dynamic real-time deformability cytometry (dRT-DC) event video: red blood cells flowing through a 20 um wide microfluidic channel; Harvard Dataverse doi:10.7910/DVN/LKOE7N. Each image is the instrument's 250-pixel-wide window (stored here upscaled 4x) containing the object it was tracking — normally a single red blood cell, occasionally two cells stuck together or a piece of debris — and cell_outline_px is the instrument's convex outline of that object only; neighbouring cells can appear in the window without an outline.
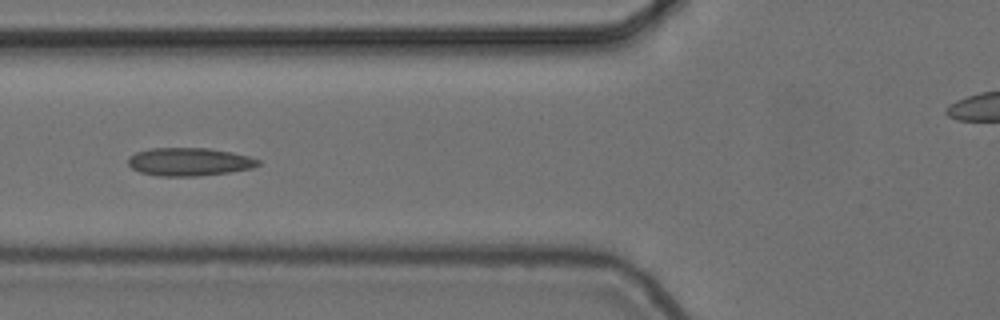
{"species": "common noctule bat (a hibernating species)", "species_latin": "Nyctalus noctula", "temperature_condition": "cold", "stored_images_in_passage": 8, "camera_frame_rate_fps": 3000, "um_per_image_px": 0.085, "animal": {"sex": "female", "body_mass_g": 24.6, "forearm_length_mm": 56.2}, "frame": {"image": 1, "passage_image": 6, "time_ms": 1.667, "image_size_px": [1000, 320], "cell_outline_px": [[260, 164], [252, 168], [228, 172], [196, 176], [160, 176], [140, 172], [132, 168], [128, 164], [128, 156], [136, 152], [148, 148], [208, 148], [232, 152], [248, 156], [260, 160]], "centroid_in_image_um": [16.06, 13.74], "position_along_channel_um": 109.7, "area_um2": 21.27}}
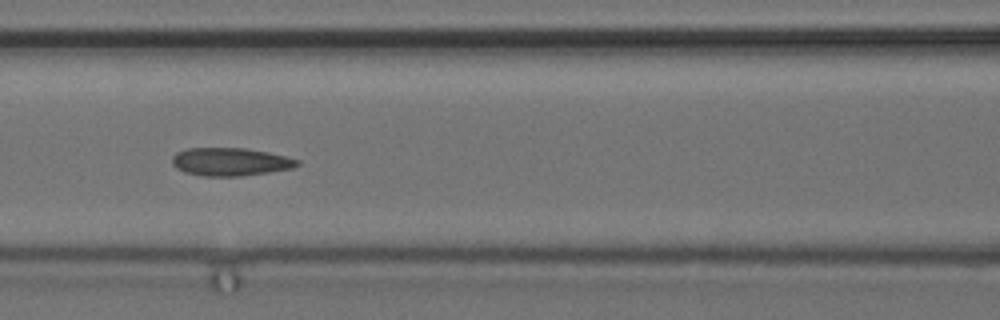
{"frame": {"image": 2, "passage_image": 7, "time_ms": 2.0, "image_size_px": [1000, 320], "cell_outline_px": [[300, 164], [292, 168], [244, 176], [204, 176], [184, 172], [176, 168], [172, 164], [172, 156], [176, 152], [188, 148], [244, 148], [268, 152], [300, 160]], "centroid_in_image_um": [19.56, 13.75], "position_along_channel_um": 147.0, "area_um2": 20.46}}
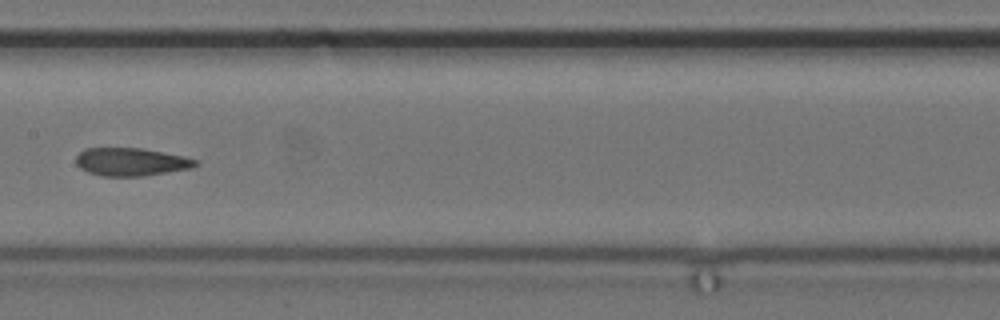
{"frame": {"image": 3, "passage_image": 8, "time_ms": 2.333, "image_size_px": [1000, 320], "cell_outline_px": [[196, 164], [192, 168], [144, 176], [104, 176], [88, 172], [80, 168], [76, 164], [76, 156], [84, 148], [140, 148], [184, 156], [196, 160]], "centroid_in_image_um": [11.1, 13.76], "position_along_channel_um": 196.3, "area_um2": 19.36}}